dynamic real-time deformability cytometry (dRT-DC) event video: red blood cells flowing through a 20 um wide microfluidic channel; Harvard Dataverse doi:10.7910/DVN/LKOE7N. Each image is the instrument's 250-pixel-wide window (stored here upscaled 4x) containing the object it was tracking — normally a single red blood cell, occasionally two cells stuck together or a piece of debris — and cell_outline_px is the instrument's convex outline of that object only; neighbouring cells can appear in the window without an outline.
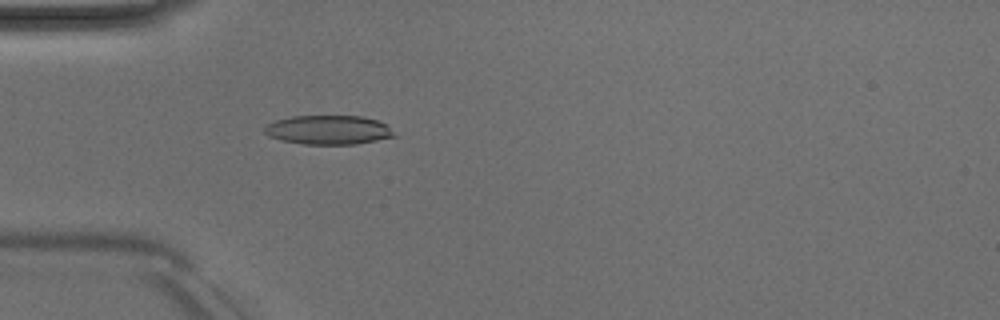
{"species": "Egyptian fruit bat (a non-hibernating species)", "species_latin": "Rousettus aegyptiacus", "temperature_condition": "room temperature", "stored_images_in_passage": 48, "camera_frame_rate_fps": 3000, "um_per_image_px": 0.085, "animal": {"sex": "male"}, "frame": {"image": 1, "passage_image": 13, "time_ms": 4.0, "image_size_px": [1000, 320], "cell_outline_px": [[396, 136], [356, 144], [304, 144], [280, 140], [268, 136], [264, 132], [264, 128], [268, 124], [276, 120], [292, 116], [360, 116], [376, 120], [388, 124]], "centroid_in_image_um": [27.91, 11.04], "position_along_channel_um": 57.1, "area_um2": 21.96}}
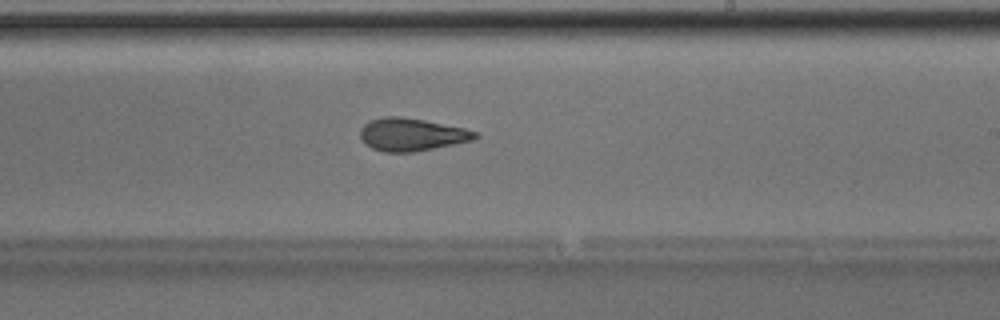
{"frame": {"image": 2, "passage_image": 28, "time_ms": 9.0, "image_size_px": [1000, 320], "cell_outline_px": [[480, 136], [472, 140], [456, 144], [412, 152], [384, 152], [372, 148], [364, 144], [360, 136], [360, 128], [364, 124], [372, 120], [384, 116], [396, 116], [424, 120], [464, 128], [476, 132]], "centroid_in_image_um": [34.97, 11.44], "position_along_channel_um": 254.0, "area_um2": 21.85}}
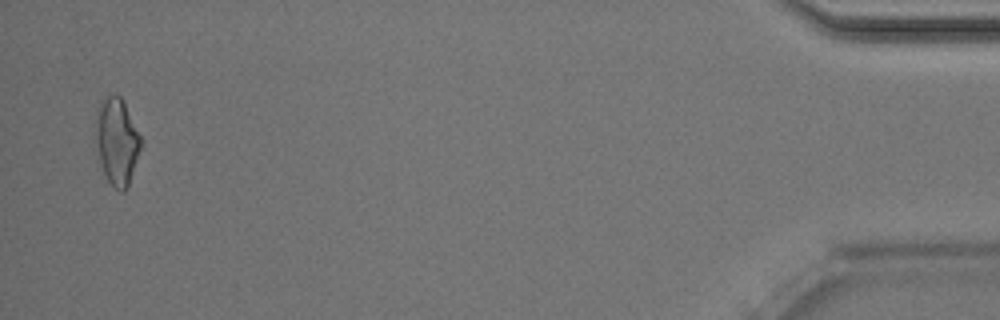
{"frame": {"image": 3, "passage_image": 47, "time_ms": 15.333, "image_size_px": [1000, 320], "cell_outline_px": [[144, 144], [128, 188], [124, 192], [120, 192], [108, 180], [100, 164], [96, 140], [96, 120], [100, 104], [108, 96], [120, 96], [124, 100], [144, 140]], "centroid_in_image_um": [10.02, 12.06], "position_along_channel_um": 425.2, "area_um2": 23.18}, "authors_computed_cell_mechanics": {"area_um2": 21.964, "velocity_mm_per_s": 4.0523, "shape_relaxation_time_tau1_ms": 4.2122, "shape_relaxation_time_tau2_ms": 2.1787, "deformation_change_tau1": 0.1432, "deformation_change_tau2": 0.1005}}